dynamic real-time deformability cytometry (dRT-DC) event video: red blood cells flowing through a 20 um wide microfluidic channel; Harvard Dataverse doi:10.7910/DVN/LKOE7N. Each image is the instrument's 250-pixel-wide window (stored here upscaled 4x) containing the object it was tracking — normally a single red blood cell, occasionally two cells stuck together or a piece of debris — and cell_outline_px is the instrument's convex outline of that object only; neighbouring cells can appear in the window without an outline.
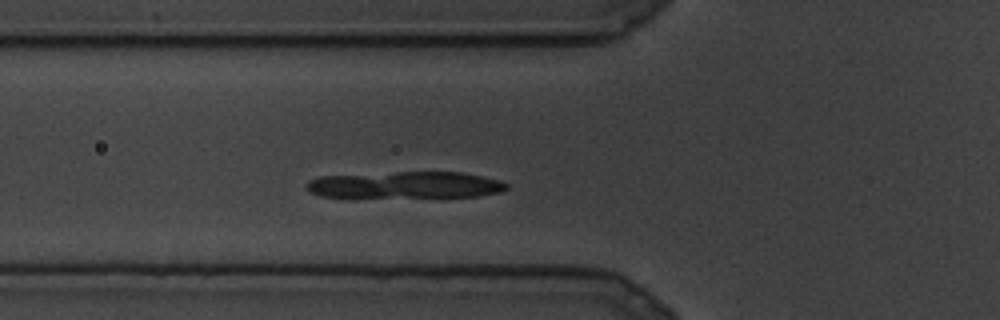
{"species": "common noctule bat (a hibernating species)", "species_latin": "Nyctalus noctula", "temperature_condition": "cold", "stored_images_in_passage": 6, "camera_frame_rate_fps": 3000, "um_per_image_px": 0.085, "animal": {"sex": "male", "body_mass_g": 19.5, "forearm_length_mm": 54.6}, "frame": {"image": 1, "passage_image": 2, "time_ms": 0.333, "image_size_px": [1000, 320], "cell_outline_px": [[508, 188], [500, 192], [480, 196], [320, 196], [304, 188], [304, 184], [308, 180], [320, 176], [396, 172], [460, 172], [500, 180], [508, 184]], "centroid_in_image_um": [34.45, 15.7], "position_along_channel_um": 91.3, "area_um2": 30.63}}